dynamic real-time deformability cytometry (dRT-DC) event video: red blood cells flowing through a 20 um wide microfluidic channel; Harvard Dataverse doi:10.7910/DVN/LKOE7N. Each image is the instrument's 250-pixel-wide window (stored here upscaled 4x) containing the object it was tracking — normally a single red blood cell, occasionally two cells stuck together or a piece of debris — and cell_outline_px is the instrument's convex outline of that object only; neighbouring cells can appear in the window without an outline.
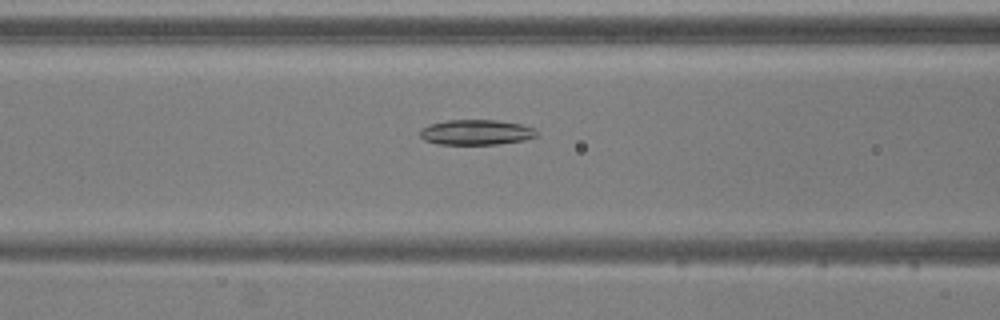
{"species": "common noctule bat (a hibernating species)", "species_latin": "Nyctalus noctula", "temperature_condition": "warm", "stored_images_in_passage": 52, "camera_frame_rate_fps": 3000, "um_per_image_px": 0.085, "animal": {"sex": "male", "body_mass_g": 20.5, "forearm_length_mm": 52.5}, "frame": {"image": 1, "passage_image": 20, "time_ms": 6.333, "image_size_px": [1000, 320], "cell_outline_px": [[536, 136], [524, 140], [496, 144], [440, 144], [424, 140], [420, 136], [420, 128], [428, 124], [448, 120], [496, 120], [520, 124], [536, 128]], "centroid_in_image_um": [40.45, 11.24], "position_along_channel_um": 126.2, "area_um2": 17.11}}
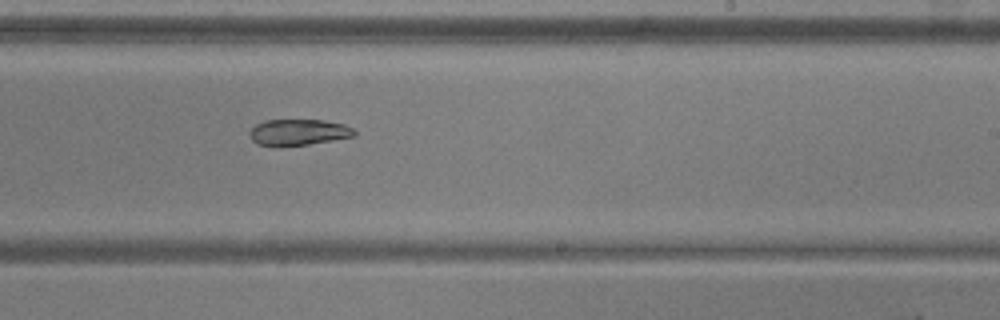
{"frame": {"image": 2, "passage_image": 31, "time_ms": 10.0, "image_size_px": [1000, 320], "cell_outline_px": [[356, 136], [308, 144], [256, 144], [248, 136], [248, 132], [256, 124], [264, 120], [324, 120], [344, 124], [352, 128], [356, 132]], "centroid_in_image_um": [25.38, 11.21], "position_along_channel_um": 263.6, "area_um2": 15.61}}
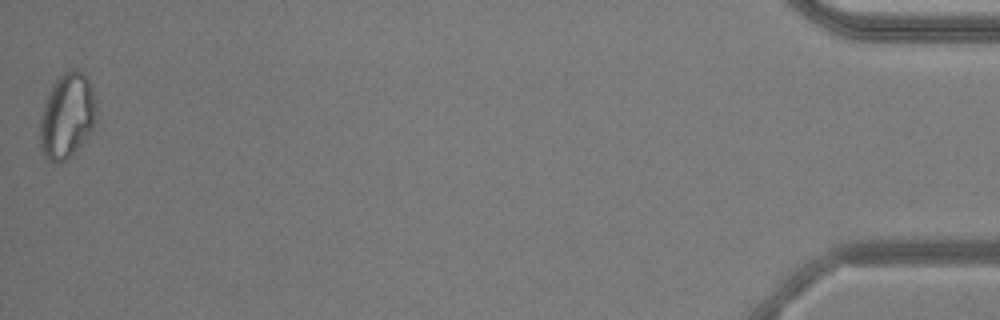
{"frame": {"image": 3, "passage_image": 52, "time_ms": 17.0, "image_size_px": [1000, 320], "cell_outline_px": [[96, 120], [92, 128], [84, 140], [60, 164], [48, 164], [44, 156], [40, 144], [40, 116], [48, 92], [52, 84], [64, 72], [72, 68], [80, 72], [88, 80], [92, 88], [96, 100]], "centroid_in_image_um": [5.67, 9.86], "position_along_channel_um": 429.5, "area_um2": 27.92}}